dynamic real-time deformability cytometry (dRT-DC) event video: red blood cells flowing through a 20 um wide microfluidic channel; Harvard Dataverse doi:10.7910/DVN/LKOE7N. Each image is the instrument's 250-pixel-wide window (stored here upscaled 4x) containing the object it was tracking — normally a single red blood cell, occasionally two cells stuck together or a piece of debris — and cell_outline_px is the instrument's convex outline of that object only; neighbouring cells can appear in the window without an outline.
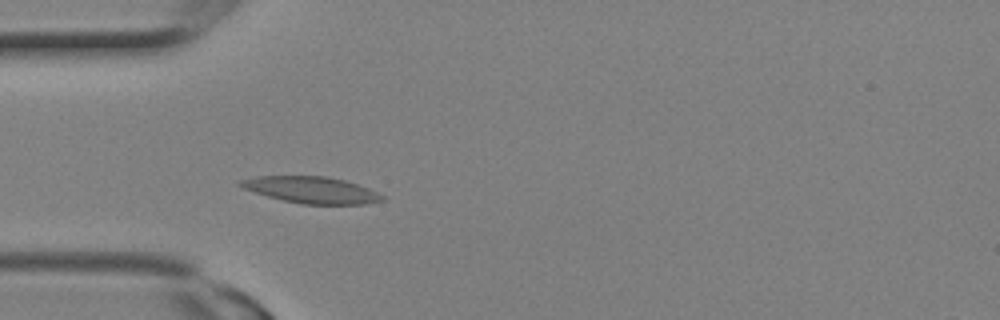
{"species": "Egyptian fruit bat (a non-hibernating species)", "species_latin": "Rousettus aegyptiacus", "temperature_condition": "room temperature", "stored_images_in_passage": 6, "camera_frame_rate_fps": 3000, "um_per_image_px": 0.085, "animal": {"sex": "female"}, "frame": {"image": 1, "passage_image": 6, "time_ms": 1.667, "image_size_px": [1000, 320], "cell_outline_px": [[384, 200], [364, 204], [300, 204], [268, 196], [244, 188], [236, 184], [236, 180], [256, 176], [328, 176], [344, 180], [368, 188], [384, 196]], "centroid_in_image_um": [26.43, 16.13], "position_along_channel_um": 58.6, "area_um2": 21.85}}